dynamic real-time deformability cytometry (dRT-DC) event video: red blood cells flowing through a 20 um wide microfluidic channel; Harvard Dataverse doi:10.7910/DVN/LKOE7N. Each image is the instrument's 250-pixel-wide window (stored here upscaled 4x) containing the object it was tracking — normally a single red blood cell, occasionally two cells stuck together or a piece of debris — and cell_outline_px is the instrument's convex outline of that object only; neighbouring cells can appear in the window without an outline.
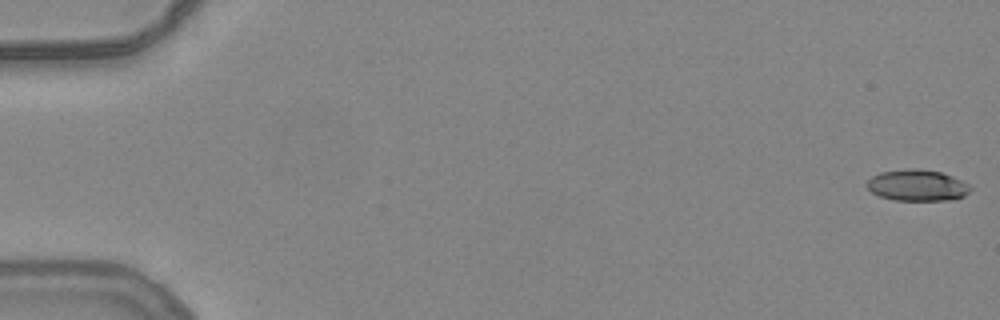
{"species": "common noctule bat (a hibernating species)", "species_latin": "Nyctalus noctula", "temperature_condition": "warm", "stored_images_in_passage": 25, "camera_frame_rate_fps": 3000, "um_per_image_px": 0.085, "animal": {"sex": "female", "body_mass_g": 24.6, "forearm_length_mm": 56.2}, "frame": {"image": 1, "passage_image": 1, "time_ms": 0.0, "image_size_px": [1000, 320], "cell_outline_px": [[972, 188], [964, 196], [948, 200], [896, 200], [880, 196], [872, 192], [864, 184], [872, 176], [880, 172], [912, 168], [940, 172], [952, 176], [968, 184]], "centroid_in_image_um": [77.94, 15.75], "position_along_channel_um": 7.1, "area_um2": 18.67}}
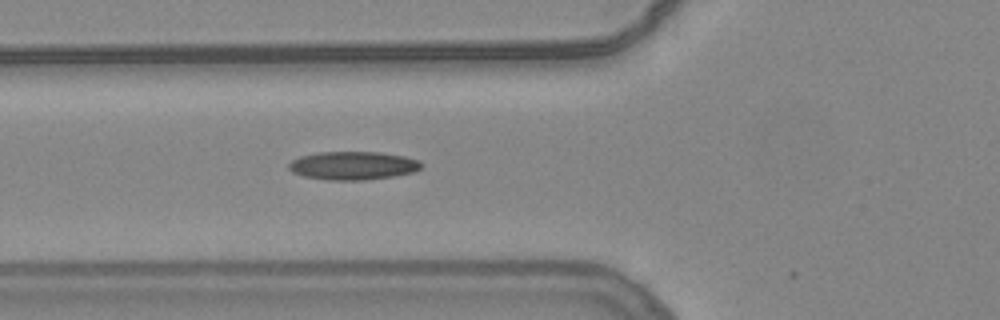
{"frame": {"image": 2, "passage_image": 21, "time_ms": 6.667, "image_size_px": [1000, 320], "cell_outline_px": [[424, 164], [416, 172], [392, 176], [364, 180], [328, 180], [304, 176], [292, 172], [288, 168], [288, 164], [292, 160], [300, 156], [320, 152], [380, 152], [404, 156], [420, 160]], "centroid_in_image_um": [30.03, 14.07], "position_along_channel_um": 95.8, "area_um2": 21.96}}
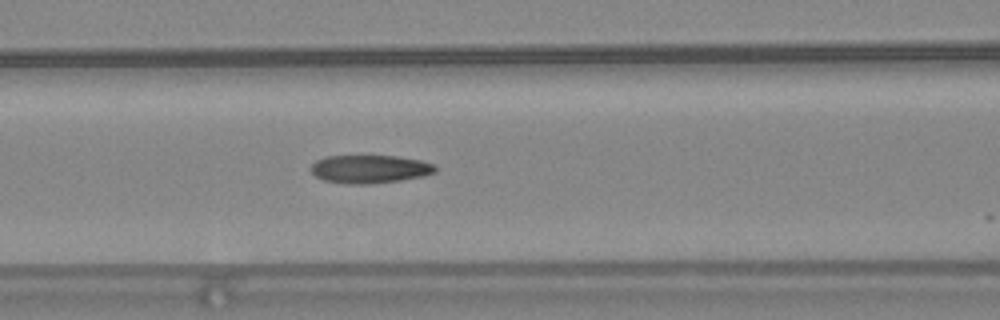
{"frame": {"image": 3, "passage_image": 24, "time_ms": 7.667, "image_size_px": [1000, 320], "cell_outline_px": [[436, 172], [424, 176], [400, 180], [368, 184], [348, 184], [324, 180], [316, 176], [308, 168], [316, 160], [324, 156], [396, 156], [420, 160], [436, 164]], "centroid_in_image_um": [31.43, 14.36], "position_along_channel_um": 135.2, "area_um2": 20.52}}